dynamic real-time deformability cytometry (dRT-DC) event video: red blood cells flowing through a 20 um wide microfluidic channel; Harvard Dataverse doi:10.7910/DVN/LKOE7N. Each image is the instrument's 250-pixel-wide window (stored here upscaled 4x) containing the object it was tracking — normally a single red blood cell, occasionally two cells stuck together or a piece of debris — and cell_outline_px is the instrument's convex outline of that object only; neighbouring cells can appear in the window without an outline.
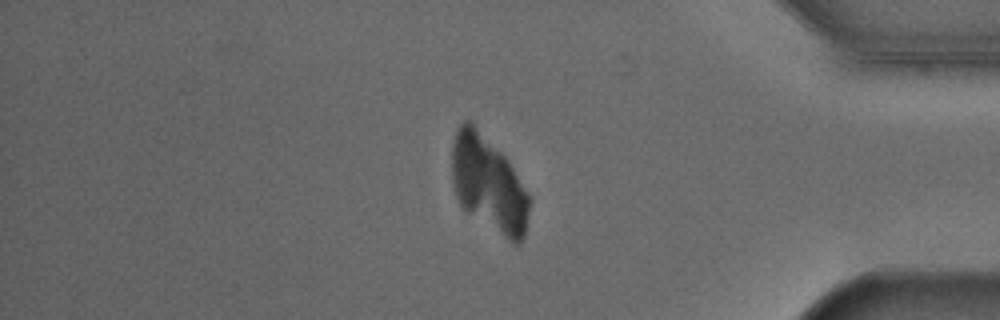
{"species": "Egyptian fruit bat (a non-hibernating species)", "species_latin": "Rousettus aegyptiacus", "temperature_condition": "cold", "stored_images_in_passage": 52, "camera_frame_rate_fps": 3000, "um_per_image_px": 0.085, "animal": {"sex": "male"}, "frame": {"image": 1, "passage_image": 44, "time_ms": 14.333, "image_size_px": [1000, 320], "cell_outline_px": [[532, 200], [524, 236], [520, 244], [512, 244], [468, 212], [460, 204], [452, 180], [452, 144], [456, 128], [464, 120], [472, 120], [508, 160], [532, 196]], "centroid_in_image_um": [41.56, 15.62], "position_along_channel_um": 393.6, "area_um2": 43.93}}
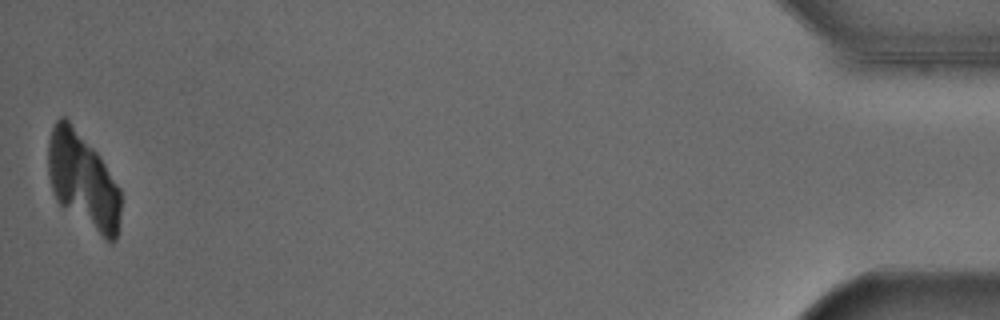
{"frame": {"image": 2, "passage_image": 52, "time_ms": 17.0, "image_size_px": [1000, 320], "cell_outline_px": [[120, 228], [116, 240], [112, 244], [60, 204], [56, 200], [52, 192], [48, 176], [48, 140], [52, 128], [56, 120], [60, 116], [64, 116], [68, 120], [100, 156], [120, 188]], "centroid_in_image_um": [7.05, 15.35], "position_along_channel_um": 428.1, "area_um2": 40.34}}